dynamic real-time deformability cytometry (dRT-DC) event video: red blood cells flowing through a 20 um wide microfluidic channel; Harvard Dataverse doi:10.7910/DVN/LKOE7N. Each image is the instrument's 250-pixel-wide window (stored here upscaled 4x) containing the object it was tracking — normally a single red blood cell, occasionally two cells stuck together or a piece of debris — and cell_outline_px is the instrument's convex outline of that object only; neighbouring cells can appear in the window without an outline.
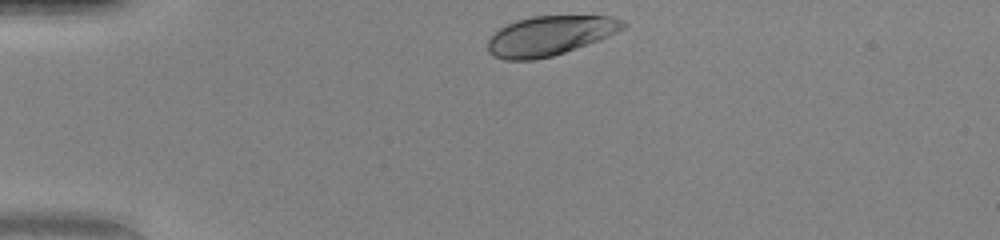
{"species": "human", "species_latin": "Homo sapiens", "temperature_condition": "warm", "stored_images_in_passage": 32, "camera_frame_rate_fps": 3000, "um_per_image_px": 0.085, "donor": {"sex": "female"}, "frame": {"image": 1, "passage_image": 1, "time_ms": 0.0, "image_size_px": [1000, 240], "cell_outline_px": [[628, 24], [624, 28], [600, 40], [552, 56], [532, 60], [504, 60], [488, 52], [488, 40], [500, 28], [516, 20], [532, 16], [612, 16], [624, 20]], "centroid_in_image_um": [46.76, 3.03], "position_along_channel_um": 38.2, "area_um2": 31.04}}
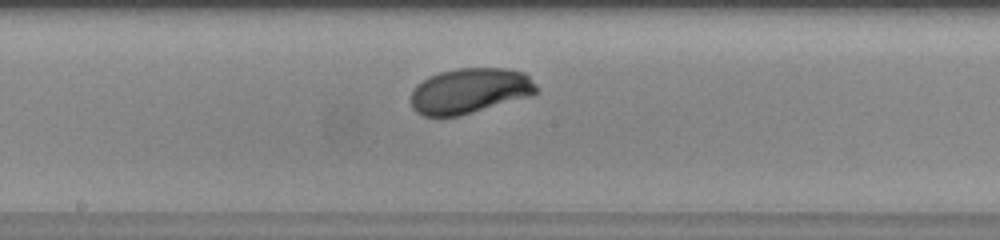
{"frame": {"image": 2, "passage_image": 17, "time_ms": 5.333, "image_size_px": [1000, 240], "cell_outline_px": [[540, 88], [532, 96], [460, 116], [424, 116], [416, 112], [412, 108], [412, 92], [416, 84], [428, 76], [440, 72], [456, 68], [508, 68], [524, 72]], "centroid_in_image_um": [39.95, 7.72], "position_along_channel_um": 208.2, "area_um2": 33.52}}
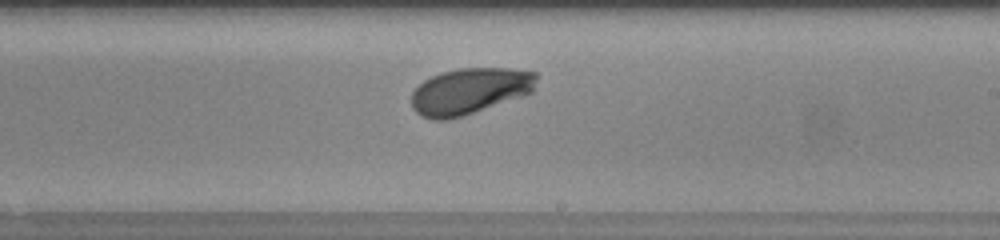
{"frame": {"image": 3, "passage_image": 20, "time_ms": 6.333, "image_size_px": [1000, 240], "cell_outline_px": [[536, 80], [532, 92], [448, 120], [432, 120], [420, 116], [412, 108], [412, 92], [424, 80], [440, 72], [460, 68], [508, 68], [536, 72]], "centroid_in_image_um": [39.87, 7.73], "position_along_channel_um": 249.1, "area_um2": 33.29}, "authors_computed_cell_mechanics": {"area_um2": 33.4373, "velocity_mm_per_s": 4.0902, "shape_relaxation_time_tau1_ms": 2.18, "shape_relaxation_time_tau2_ms": null, "deformation_change_tau1": 0.1308, "deformation_change_tau2": null}}